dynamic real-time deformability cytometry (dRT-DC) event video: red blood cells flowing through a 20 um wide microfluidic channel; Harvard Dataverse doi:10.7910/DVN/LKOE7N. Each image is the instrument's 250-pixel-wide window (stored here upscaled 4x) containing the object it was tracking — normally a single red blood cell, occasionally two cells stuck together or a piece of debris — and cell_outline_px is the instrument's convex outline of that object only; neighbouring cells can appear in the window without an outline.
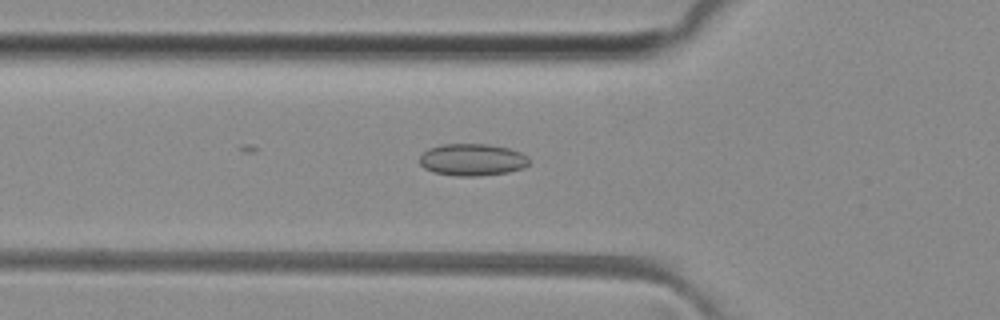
{"species": "common noctule bat (a hibernating species)", "species_latin": "Nyctalus noctula", "temperature_condition": "room temperature", "stored_images_in_passage": 33, "camera_frame_rate_fps": 3000, "um_per_image_px": 0.085, "animal": {"sex": "female", "body_mass_g": 29.2, "forearm_length_mm": 56.3}, "frame": {"image": 1, "passage_image": 17, "time_ms": 5.333, "image_size_px": [1000, 320], "cell_outline_px": [[532, 160], [524, 168], [508, 172], [480, 176], [456, 176], [432, 172], [424, 168], [420, 164], [420, 156], [428, 148], [444, 144], [484, 144], [508, 148], [520, 152], [528, 156]], "centroid_in_image_um": [40.16, 13.58], "position_along_channel_um": 85.6, "area_um2": 20.58}}
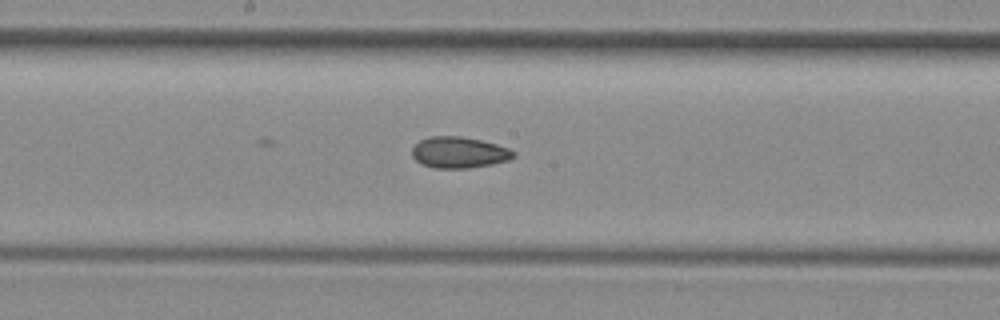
{"frame": {"image": 2, "passage_image": 26, "time_ms": 8.333, "image_size_px": [1000, 320], "cell_outline_px": [[516, 156], [508, 160], [492, 164], [468, 168], [432, 168], [420, 164], [412, 156], [412, 148], [420, 140], [428, 136], [460, 136], [480, 140], [496, 144], [508, 148], [516, 152]], "centroid_in_image_um": [39.0, 12.96], "position_along_channel_um": 209.2, "area_um2": 18.55}}
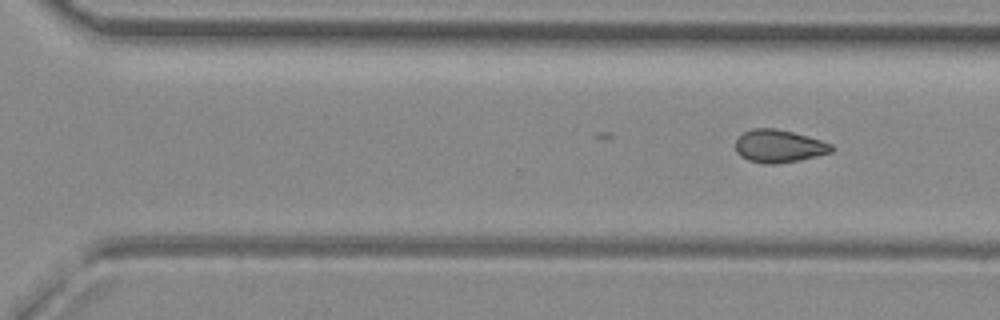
{"frame": {"image": 3, "passage_image": 33, "time_ms": 10.667, "image_size_px": [1000, 320], "cell_outline_px": [[836, 148], [832, 152], [800, 160], [776, 164], [764, 164], [748, 160], [740, 156], [736, 152], [736, 140], [744, 132], [752, 128], [772, 128], [792, 132], [808, 136], [832, 144]], "centroid_in_image_um": [66.22, 12.43], "position_along_channel_um": 304.4, "area_um2": 18.38}}